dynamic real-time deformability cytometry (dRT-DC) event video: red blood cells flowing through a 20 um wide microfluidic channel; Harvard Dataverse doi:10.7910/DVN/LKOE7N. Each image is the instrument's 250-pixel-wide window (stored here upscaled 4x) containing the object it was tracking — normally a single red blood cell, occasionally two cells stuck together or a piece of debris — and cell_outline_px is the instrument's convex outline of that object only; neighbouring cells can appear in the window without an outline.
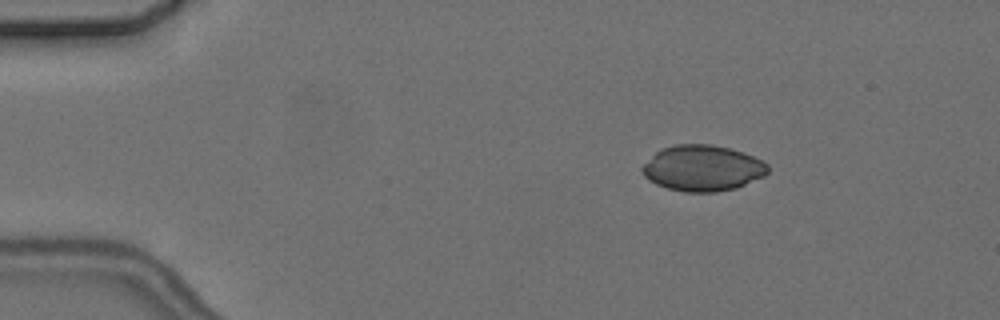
{"species": "common noctule bat (a hibernating species)", "species_latin": "Nyctalus noctula", "temperature_condition": "cold", "stored_images_in_passage": 3, "camera_frame_rate_fps": 3000, "um_per_image_px": 0.085, "animal": {"sex": "female", "body_mass_g": 24.6, "forearm_length_mm": 56.2}, "frame": {"image": 1, "passage_image": 1, "time_ms": 0.0, "image_size_px": [1000, 320], "cell_outline_px": [[768, 172], [764, 176], [736, 188], [716, 192], [684, 192], [668, 188], [656, 184], [648, 180], [644, 176], [640, 168], [660, 148], [676, 144], [712, 144], [744, 152], [764, 160], [768, 164]], "centroid_in_image_um": [59.73, 14.29], "position_along_channel_um": 25.3, "area_um2": 33.81}}